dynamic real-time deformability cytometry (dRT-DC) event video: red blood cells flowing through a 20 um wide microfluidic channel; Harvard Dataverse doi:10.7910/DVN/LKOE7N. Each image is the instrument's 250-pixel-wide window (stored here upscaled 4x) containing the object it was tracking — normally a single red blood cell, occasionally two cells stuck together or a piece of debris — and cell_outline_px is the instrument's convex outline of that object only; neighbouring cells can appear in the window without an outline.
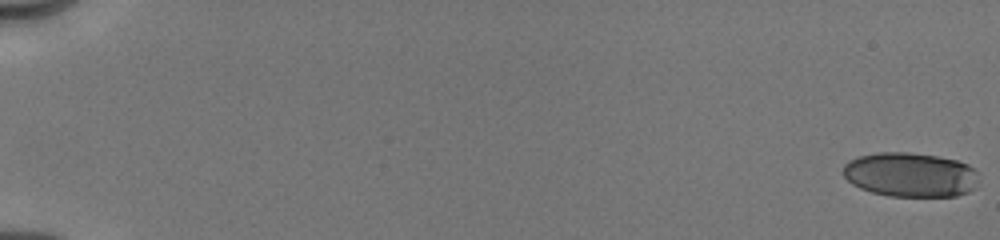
{"species": "human", "species_latin": "Homo sapiens", "temperature_condition": "cold", "stored_images_in_passage": 39, "camera_frame_rate_fps": 3000, "um_per_image_px": 0.085, "donor": {"sex": "male"}, "frame": {"image": 1, "passage_image": 1, "time_ms": 0.0, "image_size_px": [1000, 240], "cell_outline_px": [[976, 188], [968, 192], [956, 196], [888, 196], [872, 192], [860, 188], [852, 184], [844, 176], [844, 164], [848, 160], [860, 156], [876, 152], [908, 152], [936, 156], [956, 160], [968, 164], [976, 168]], "centroid_in_image_um": [77.38, 14.85], "position_along_channel_um": 7.6, "area_um2": 35.2}}
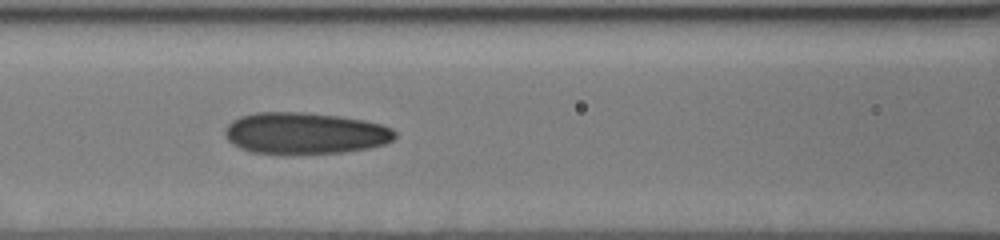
{"frame": {"image": 2, "passage_image": 32, "time_ms": 8.333, "image_size_px": [1000, 240], "cell_outline_px": [[396, 136], [392, 140], [384, 144], [368, 148], [344, 152], [252, 152], [240, 148], [232, 144], [224, 136], [224, 128], [232, 120], [240, 116], [256, 112], [304, 112], [340, 116], [364, 120], [380, 124], [392, 128], [396, 132]], "centroid_in_image_um": [25.9, 11.29], "position_along_channel_um": 140.7, "area_um2": 40.75}}
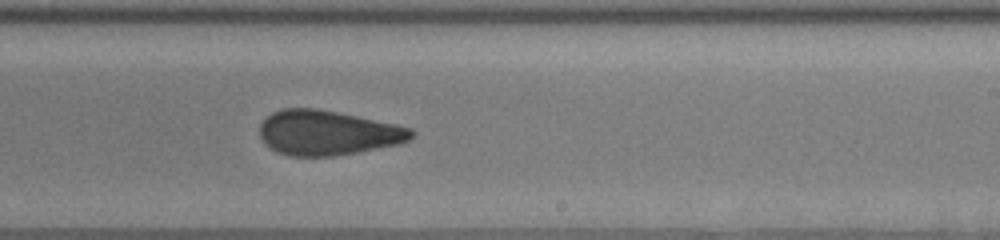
{"frame": {"image": 3, "passage_image": 39, "time_ms": 11.333, "image_size_px": [1000, 240], "cell_outline_px": [[416, 132], [408, 140], [400, 144], [356, 152], [332, 156], [288, 156], [276, 152], [264, 144], [260, 136], [260, 124], [272, 112], [284, 108], [316, 108], [396, 124], [412, 128]], "centroid_in_image_um": [27.83, 11.29], "position_along_channel_um": 261.2, "area_um2": 39.54}}